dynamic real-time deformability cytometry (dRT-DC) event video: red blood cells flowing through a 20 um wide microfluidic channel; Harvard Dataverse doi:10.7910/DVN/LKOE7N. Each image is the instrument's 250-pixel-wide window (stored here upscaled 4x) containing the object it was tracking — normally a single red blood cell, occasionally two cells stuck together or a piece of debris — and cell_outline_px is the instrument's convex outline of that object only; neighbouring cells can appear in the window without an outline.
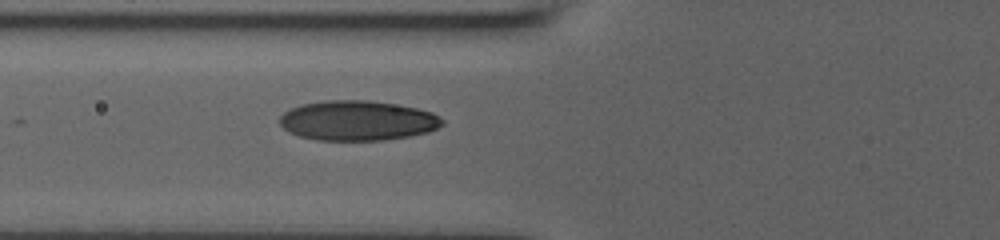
{"species": "human", "species_latin": "Homo sapiens", "temperature_condition": "room temperature", "stored_images_in_passage": 28, "camera_frame_rate_fps": 3000, "um_per_image_px": 0.085, "donor": {"sex": "male"}, "frame": {"image": 1, "passage_image": 2, "time_ms": 0.667, "image_size_px": [1000, 240], "cell_outline_px": [[444, 124], [428, 132], [408, 136], [384, 140], [316, 140], [300, 136], [288, 132], [280, 124], [280, 116], [284, 112], [300, 104], [324, 100], [368, 100], [416, 108], [432, 112], [440, 116], [444, 120]], "centroid_in_image_um": [30.38, 10.25], "position_along_channel_um": 95.4, "area_um2": 37.8}}
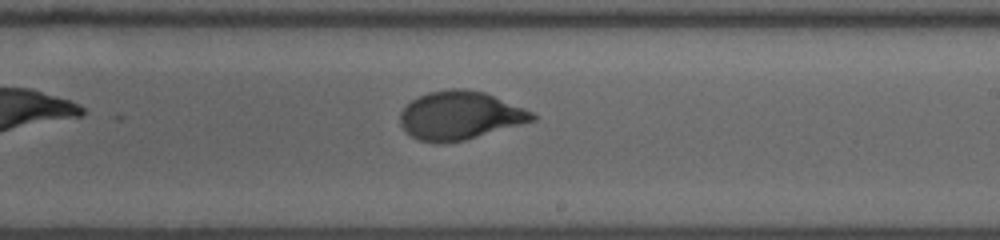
{"frame": {"image": 2, "passage_image": 12, "time_ms": 4.667, "image_size_px": [1000, 240], "cell_outline_px": [[536, 120], [464, 140], [440, 144], [436, 144], [420, 140], [404, 132], [400, 124], [400, 112], [412, 100], [428, 92], [452, 88], [468, 88], [484, 92], [524, 108], [532, 112], [536, 116]], "centroid_in_image_um": [39.07, 9.82], "position_along_channel_um": 249.9, "area_um2": 37.22}}
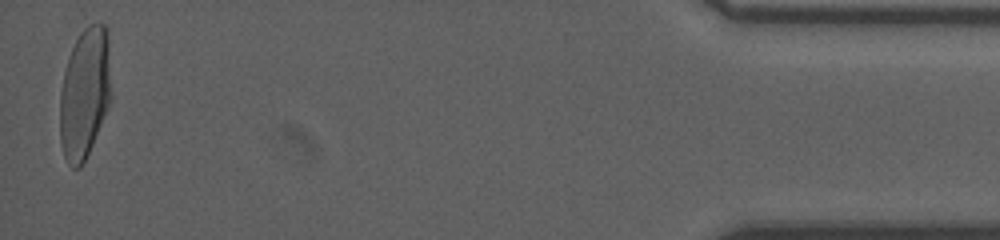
{"frame": {"image": 3, "passage_image": 28, "time_ms": 11.333, "image_size_px": [1000, 240], "cell_outline_px": [[108, 108], [92, 144], [80, 168], [72, 168], [68, 164], [64, 156], [60, 140], [60, 92], [64, 72], [68, 56], [80, 32], [88, 24], [104, 24], [108, 28]], "centroid_in_image_um": [7.16, 7.92], "position_along_channel_um": 428.0, "area_um2": 38.32}, "authors_computed_cell_mechanics": {"area_um2": 37.3099, "velocity_mm_per_s": 3.8523, "shape_relaxation_time_tau1_ms": 4.0518, "shape_relaxation_time_tau2_ms": null, "deformation_change_tau1": 0.1747, "deformation_change_tau2": null}}